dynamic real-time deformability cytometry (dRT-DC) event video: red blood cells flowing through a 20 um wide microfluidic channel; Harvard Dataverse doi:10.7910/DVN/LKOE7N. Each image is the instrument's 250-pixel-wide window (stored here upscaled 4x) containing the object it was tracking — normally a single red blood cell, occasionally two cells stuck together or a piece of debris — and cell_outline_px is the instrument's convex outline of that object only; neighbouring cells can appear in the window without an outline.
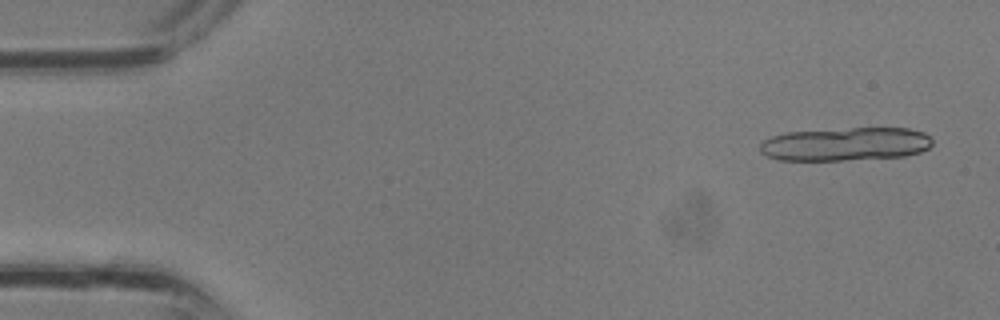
{"species": "common noctule bat (a hibernating species)", "species_latin": "Nyctalus noctula", "temperature_condition": "room temperature", "stored_images_in_passage": 7, "camera_frame_rate_fps": 3000, "um_per_image_px": 0.085, "animal": {"sex": "male", "body_mass_g": 13.3}, "frame": {"image": 1, "passage_image": 2, "time_ms": 0.333, "image_size_px": [1000, 320], "cell_outline_px": [[932, 144], [928, 148], [920, 152], [904, 156], [844, 160], [780, 160], [768, 156], [760, 152], [760, 144], [764, 140], [772, 136], [784, 132], [852, 128], [908, 128], [924, 132], [932, 140]], "centroid_in_image_um": [71.86, 12.24], "position_along_channel_um": 13.1, "area_um2": 33.52}}